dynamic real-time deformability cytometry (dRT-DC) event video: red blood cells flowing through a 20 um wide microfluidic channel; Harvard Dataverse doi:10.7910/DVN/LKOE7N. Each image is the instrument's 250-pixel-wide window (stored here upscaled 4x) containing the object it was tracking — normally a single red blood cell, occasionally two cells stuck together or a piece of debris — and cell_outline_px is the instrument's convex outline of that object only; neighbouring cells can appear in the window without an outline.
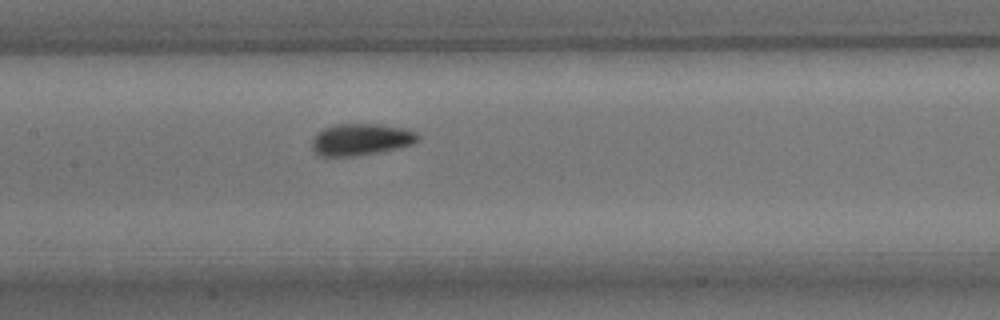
{"species": "common noctule bat (a hibernating species)", "species_latin": "Nyctalus noctula", "temperature_condition": "room temperature", "stored_images_in_passage": 5, "camera_frame_rate_fps": 3000, "um_per_image_px": 0.085, "animal": {"sex": "male", "body_mass_g": 15.6}, "frame": {"image": 1, "passage_image": 5, "time_ms": 5.333, "image_size_px": [1000, 320], "cell_outline_px": [[420, 140], [412, 144], [380, 152], [352, 156], [320, 156], [312, 152], [312, 140], [324, 128], [336, 124], [380, 124], [400, 128], [416, 132], [420, 136]], "centroid_in_image_um": [30.67, 11.86], "position_along_channel_um": 176.7, "area_um2": 19.48}}